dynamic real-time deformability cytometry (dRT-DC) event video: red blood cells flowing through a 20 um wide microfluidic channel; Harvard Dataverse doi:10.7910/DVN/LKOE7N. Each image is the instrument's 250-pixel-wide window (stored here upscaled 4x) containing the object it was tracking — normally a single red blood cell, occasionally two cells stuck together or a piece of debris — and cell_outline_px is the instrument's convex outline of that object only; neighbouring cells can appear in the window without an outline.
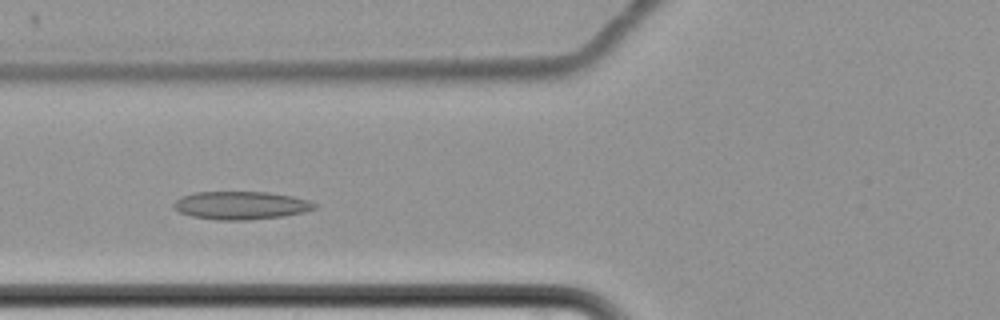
{"species": "common noctule bat (a hibernating species)", "species_latin": "Nyctalus noctula", "temperature_condition": "cold", "stored_images_in_passage": 6, "camera_frame_rate_fps": 3000, "um_per_image_px": 0.085, "animal": {"sex": "female", "body_mass_g": 22.7, "forearm_length_mm": 54.2}, "frame": {"image": 1, "passage_image": 4, "time_ms": 3.333, "image_size_px": [1000, 320], "cell_outline_px": [[320, 204], [316, 208], [304, 212], [284, 216], [248, 220], [216, 220], [192, 216], [180, 212], [172, 208], [172, 204], [180, 196], [196, 192], [268, 192], [292, 196], [308, 200]], "centroid_in_image_um": [20.48, 17.46], "position_along_channel_um": 105.3, "area_um2": 23.24}}
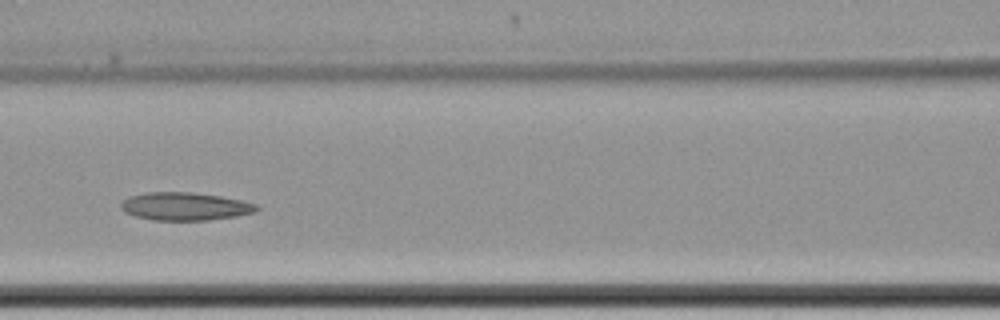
{"frame": {"image": 2, "passage_image": 5, "time_ms": 4.667, "image_size_px": [1000, 320], "cell_outline_px": [[260, 208], [256, 212], [236, 216], [208, 220], [152, 220], [136, 216], [124, 212], [120, 208], [120, 204], [128, 196], [148, 192], [192, 192], [220, 196], [240, 200], [256, 204]], "centroid_in_image_um": [15.71, 17.54], "position_along_channel_um": 150.9, "area_um2": 22.14}}
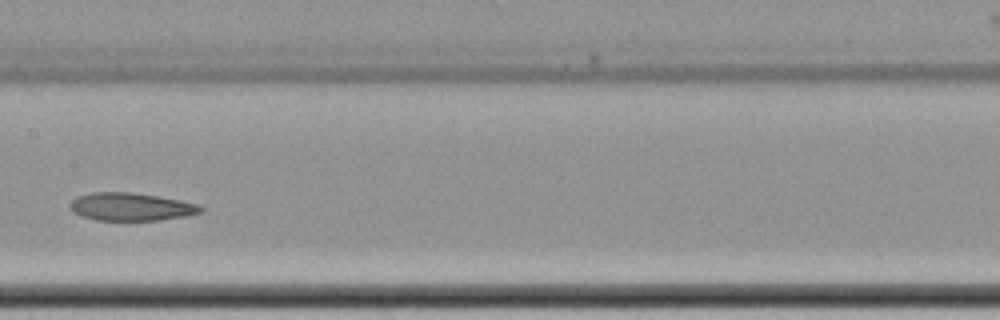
{"frame": {"image": 3, "passage_image": 6, "time_ms": 6.0, "image_size_px": [1000, 320], "cell_outline_px": [[204, 208], [200, 212], [184, 216], [160, 220], [96, 220], [80, 216], [72, 212], [68, 208], [68, 204], [76, 196], [92, 192], [132, 192], [180, 200], [200, 204]], "centroid_in_image_um": [11.07, 17.57], "position_along_channel_um": 196.3, "area_um2": 21.39}}